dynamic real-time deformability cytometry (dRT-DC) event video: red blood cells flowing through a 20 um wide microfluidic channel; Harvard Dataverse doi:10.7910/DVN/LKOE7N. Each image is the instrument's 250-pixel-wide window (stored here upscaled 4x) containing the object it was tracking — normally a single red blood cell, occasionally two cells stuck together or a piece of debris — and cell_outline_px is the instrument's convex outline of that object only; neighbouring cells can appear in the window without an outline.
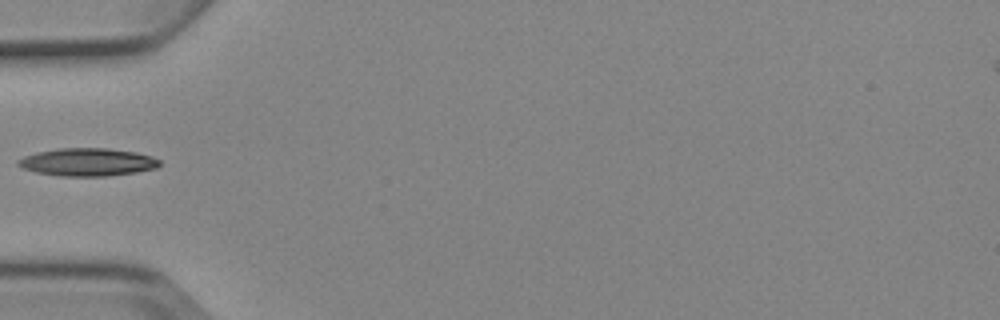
{"species": "Egyptian fruit bat (a non-hibernating species)", "species_latin": "Rousettus aegyptiacus", "temperature_condition": "cold", "stored_images_in_passage": 7, "camera_frame_rate_fps": 3000, "um_per_image_px": 0.085, "animal": {"sex": "female"}, "frame": {"image": 1, "passage_image": 6, "time_ms": 5.667, "image_size_px": [1000, 320], "cell_outline_px": [[160, 164], [156, 168], [136, 172], [108, 176], [60, 176], [36, 172], [24, 168], [16, 164], [16, 160], [24, 156], [36, 152], [60, 148], [108, 148], [136, 152], [152, 156], [160, 160]], "centroid_in_image_um": [7.44, 13.77], "position_along_channel_um": 77.6, "area_um2": 23.0}}
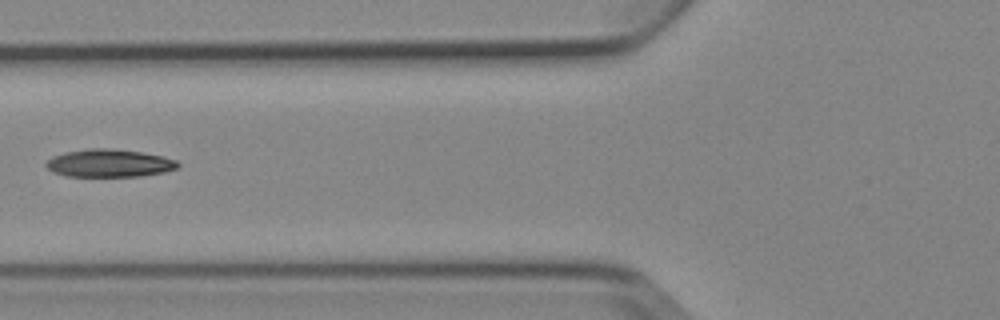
{"frame": {"image": 2, "passage_image": 7, "time_ms": 6.667, "image_size_px": [1000, 320], "cell_outline_px": [[180, 164], [176, 168], [164, 172], [140, 176], [68, 176], [56, 172], [48, 168], [44, 164], [52, 156], [64, 152], [88, 148], [108, 148], [140, 152], [164, 156], [176, 160]], "centroid_in_image_um": [9.29, 13.86], "position_along_channel_um": 116.5, "area_um2": 21.21}}